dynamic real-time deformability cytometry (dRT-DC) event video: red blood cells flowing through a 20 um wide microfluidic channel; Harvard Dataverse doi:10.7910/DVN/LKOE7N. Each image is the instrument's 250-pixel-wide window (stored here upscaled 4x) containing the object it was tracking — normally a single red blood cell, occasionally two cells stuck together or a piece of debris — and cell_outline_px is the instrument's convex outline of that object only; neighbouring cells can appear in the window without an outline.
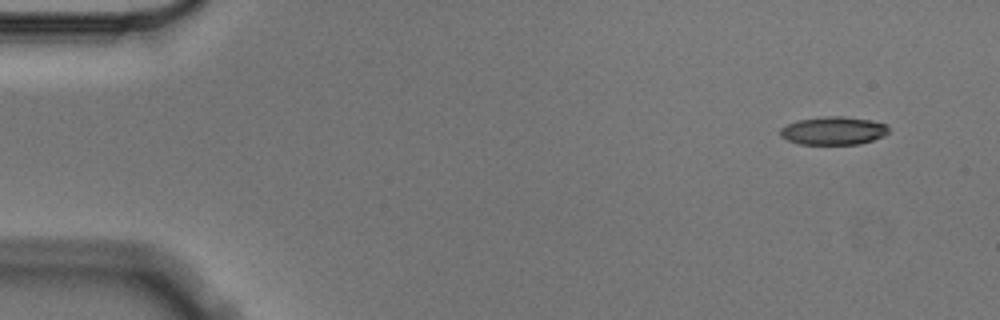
{"species": "Egyptian fruit bat (a non-hibernating species)", "species_latin": "Rousettus aegyptiacus", "temperature_condition": "cold", "stored_images_in_passage": 5, "camera_frame_rate_fps": 3000, "um_per_image_px": 0.085, "animal": {"sex": "male"}, "frame": {"image": 1, "passage_image": 1, "time_ms": 0.0, "image_size_px": [1000, 320], "cell_outline_px": [[888, 132], [884, 136], [860, 144], [800, 144], [788, 140], [780, 136], [780, 128], [796, 120], [828, 116], [844, 116], [872, 120], [884, 124], [888, 128]], "centroid_in_image_um": [70.83, 11.11], "position_along_channel_um": 14.2, "area_um2": 17.74}}
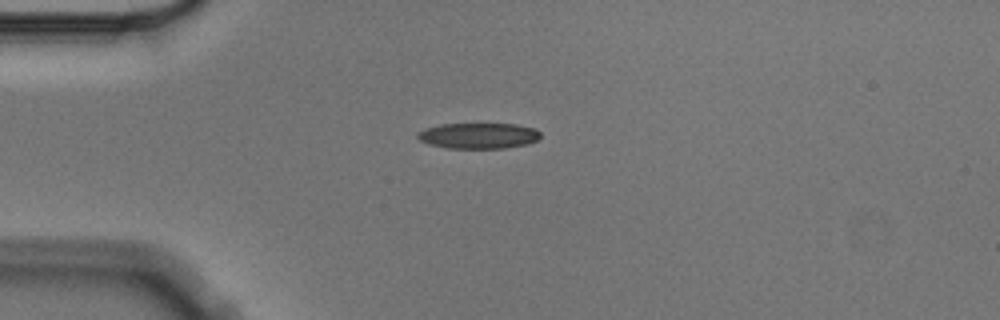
{"frame": {"image": 2, "passage_image": 4, "time_ms": 1.0, "image_size_px": [1000, 320], "cell_outline_px": [[540, 136], [536, 140], [528, 144], [504, 148], [448, 148], [428, 144], [420, 140], [416, 136], [416, 132], [424, 128], [440, 124], [516, 124], [536, 128], [540, 132]], "centroid_in_image_um": [40.65, 11.53], "position_along_channel_um": 44.4, "area_um2": 18.55}}